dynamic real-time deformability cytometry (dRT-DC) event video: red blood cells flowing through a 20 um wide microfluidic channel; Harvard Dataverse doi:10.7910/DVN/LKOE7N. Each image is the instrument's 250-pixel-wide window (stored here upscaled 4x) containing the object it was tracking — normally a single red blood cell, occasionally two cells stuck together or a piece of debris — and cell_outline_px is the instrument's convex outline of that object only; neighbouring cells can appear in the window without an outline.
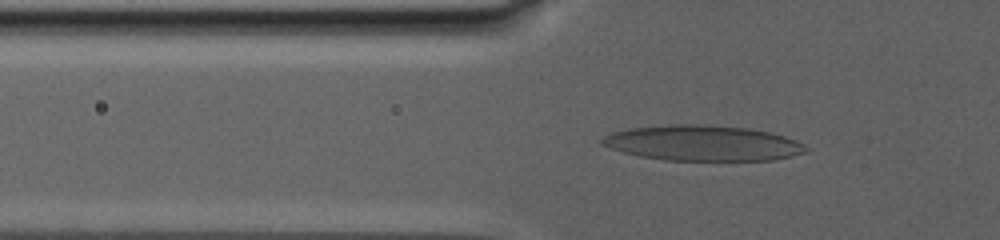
{"species": "human", "species_latin": "Homo sapiens", "temperature_condition": "warm", "stored_images_in_passage": 59, "camera_frame_rate_fps": 3000, "um_per_image_px": 0.085, "donor": {"sex": "male"}, "frame": {"image": 1, "passage_image": 24, "time_ms": 10.667, "image_size_px": [1000, 240], "cell_outline_px": [[808, 152], [776, 160], [664, 160], [640, 156], [624, 152], [600, 144], [600, 140], [604, 136], [612, 132], [632, 128], [672, 124], [704, 124], [748, 128], [768, 132], [784, 136], [796, 140], [804, 144], [808, 148]], "centroid_in_image_um": [59.76, 12.16], "position_along_channel_um": 66.0, "area_um2": 42.08}}
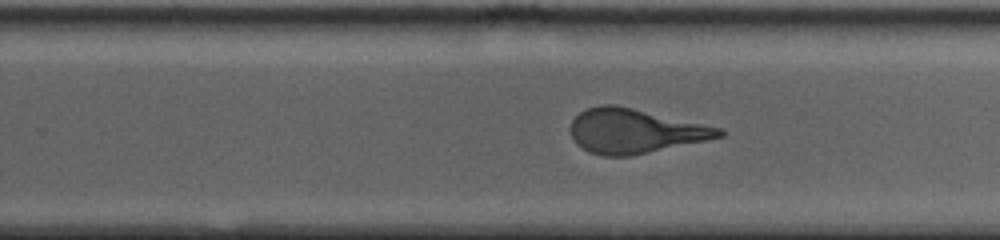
{"frame": {"image": 2, "passage_image": 39, "time_ms": 19.333, "image_size_px": [1000, 240], "cell_outline_px": [[728, 132], [724, 136], [708, 140], [632, 156], [604, 156], [588, 152], [576, 144], [568, 128], [572, 120], [580, 112], [588, 108], [600, 104], [616, 104], [720, 128]], "centroid_in_image_um": [53.94, 11.14], "position_along_channel_um": 275.9, "area_um2": 38.61}}
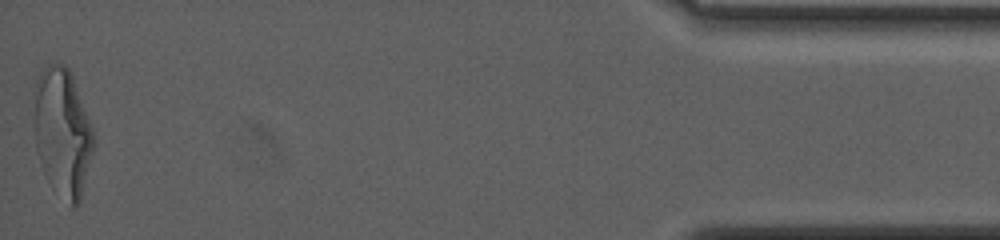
{"frame": {"image": 3, "passage_image": 59, "time_ms": 28.333, "image_size_px": [1000, 240], "cell_outline_px": [[92, 152], [80, 200], [76, 208], [72, 208], [40, 164], [36, 152], [32, 92], [32, 88], [40, 72], [48, 64], [56, 60], [64, 64], [72, 72], [92, 128]], "centroid_in_image_um": [5.27, 11.09], "position_along_channel_um": 429.9, "area_um2": 44.16}, "authors_computed_cell_mechanics": {"area_um2": 40.9224, "velocity_mm_per_s": 2.5302, "shape_relaxation_time_tau1_ms": 8.8948, "shape_relaxation_time_tau2_ms": 1.3218, "deformation_change_tau1": 0.2907, "deformation_change_tau2": 0.1084}}